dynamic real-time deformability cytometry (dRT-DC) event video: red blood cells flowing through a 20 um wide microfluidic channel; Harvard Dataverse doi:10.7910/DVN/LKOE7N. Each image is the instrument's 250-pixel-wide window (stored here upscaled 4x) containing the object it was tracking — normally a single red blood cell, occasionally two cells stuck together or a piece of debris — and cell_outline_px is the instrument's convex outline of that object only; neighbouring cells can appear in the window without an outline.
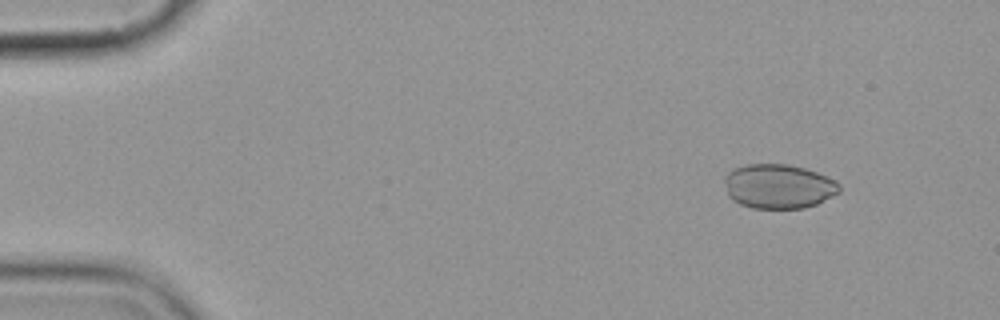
{"species": "common noctule bat (a hibernating species)", "species_latin": "Nyctalus noctula", "temperature_condition": "cold", "stored_images_in_passage": 9, "camera_frame_rate_fps": 3000, "um_per_image_px": 0.085, "animal": {"sex": "female", "body_mass_g": 19.9}, "frame": {"image": 1, "passage_image": 1, "time_ms": 0.0, "image_size_px": [1000, 320], "cell_outline_px": [[840, 192], [816, 204], [804, 208], [752, 208], [740, 204], [732, 200], [728, 196], [724, 180], [724, 176], [732, 168], [748, 164], [788, 164], [804, 168], [828, 176], [836, 180], [840, 184]], "centroid_in_image_um": [66.17, 15.83], "position_along_channel_um": 18.8, "area_um2": 29.94}}
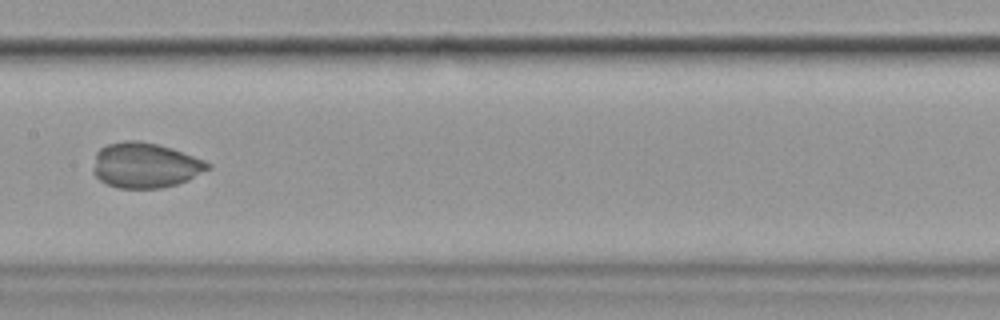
{"frame": {"image": 2, "passage_image": 7, "time_ms": 7.667, "image_size_px": [1000, 320], "cell_outline_px": [[212, 168], [188, 180], [176, 184], [160, 188], [120, 188], [108, 184], [100, 180], [92, 172], [92, 168], [96, 152], [100, 148], [108, 144], [124, 140], [140, 140], [172, 148], [204, 160], [212, 164]], "centroid_in_image_um": [12.34, 14.04], "position_along_channel_um": 195.1, "area_um2": 30.35}}
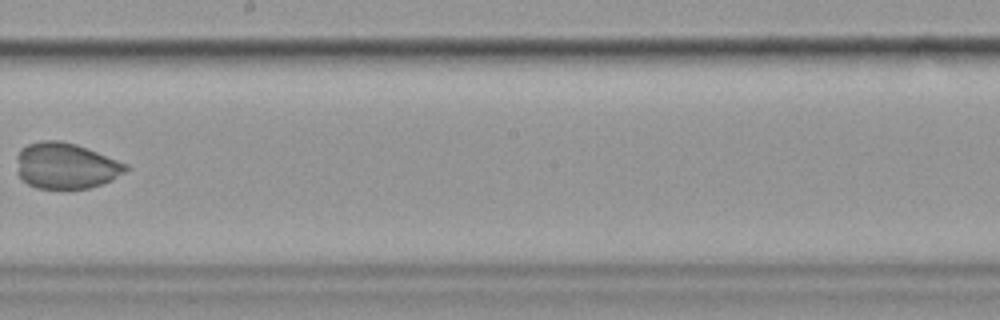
{"frame": {"image": 3, "passage_image": 8, "time_ms": 9.0, "image_size_px": [1000, 320], "cell_outline_px": [[128, 168], [124, 172], [112, 180], [88, 188], [36, 188], [28, 184], [16, 172], [16, 156], [20, 148], [28, 144], [44, 140], [60, 140], [76, 144], [128, 164]], "centroid_in_image_um": [5.55, 14.08], "position_along_channel_um": 242.6, "area_um2": 29.19}}